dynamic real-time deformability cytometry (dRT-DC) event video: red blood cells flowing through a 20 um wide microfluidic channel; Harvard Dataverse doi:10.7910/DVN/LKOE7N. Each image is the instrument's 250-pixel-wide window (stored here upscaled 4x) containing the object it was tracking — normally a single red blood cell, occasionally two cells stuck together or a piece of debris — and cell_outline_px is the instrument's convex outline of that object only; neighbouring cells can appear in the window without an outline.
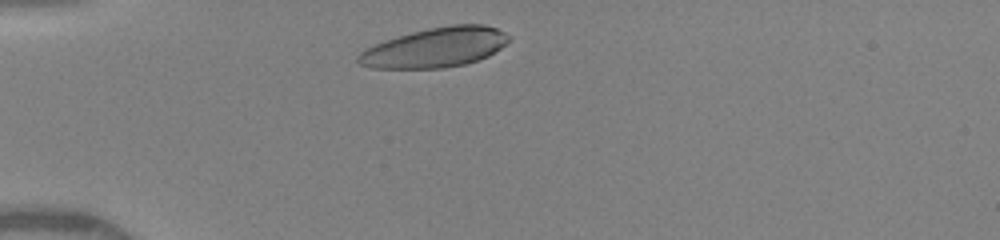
{"species": "human", "species_latin": "Homo sapiens", "temperature_condition": "warm", "stored_images_in_passage": 12, "camera_frame_rate_fps": 3000, "um_per_image_px": 0.085, "donor": {"sex": "female"}, "frame": {"image": 1, "passage_image": 3, "time_ms": 0.333, "image_size_px": [1000, 240], "cell_outline_px": [[512, 36], [500, 48], [488, 56], [464, 64], [444, 68], [372, 68], [360, 64], [356, 60], [356, 56], [364, 48], [384, 40], [412, 32], [428, 28], [452, 24], [484, 24], [496, 28]], "centroid_in_image_um": [36.96, 4.03], "position_along_channel_um": 48.0, "area_um2": 34.85}}
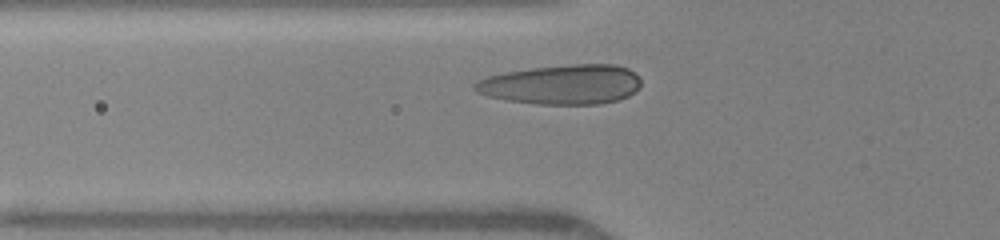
{"frame": {"image": 2, "passage_image": 8, "time_ms": 1.667, "image_size_px": [1000, 240], "cell_outline_px": [[640, 88], [636, 92], [620, 100], [600, 104], [536, 104], [508, 100], [488, 96], [476, 92], [472, 88], [472, 84], [488, 76], [504, 72], [532, 68], [572, 64], [612, 64], [628, 68], [636, 72], [640, 76]], "centroid_in_image_um": [47.8, 7.18], "position_along_channel_um": 78.0, "area_um2": 38.73}}